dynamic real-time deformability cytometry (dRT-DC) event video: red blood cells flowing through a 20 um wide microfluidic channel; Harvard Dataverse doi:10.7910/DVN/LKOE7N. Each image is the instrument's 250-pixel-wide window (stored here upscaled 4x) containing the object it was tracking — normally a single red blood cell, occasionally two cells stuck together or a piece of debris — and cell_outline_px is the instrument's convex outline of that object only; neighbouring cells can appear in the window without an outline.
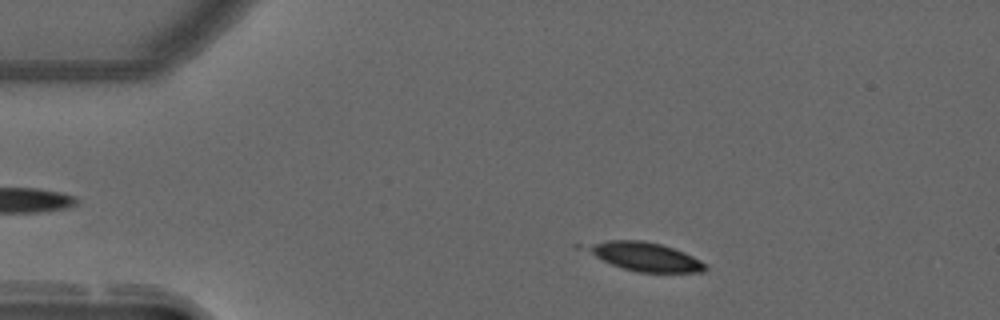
{"species": "common noctule bat (a hibernating species)", "species_latin": "Nyctalus noctula", "temperature_condition": "warm", "stored_images_in_passage": 18, "camera_frame_rate_fps": 3000, "um_per_image_px": 0.085, "animal": {"sex": "male", "forearm_length_mm": 52.5}, "frame": {"image": 1, "passage_image": 6, "time_ms": 1.667, "image_size_px": [1000, 320], "cell_outline_px": [[708, 268], [704, 272], [640, 272], [624, 268], [612, 264], [576, 248], [576, 244], [608, 240], [644, 240], [660, 244], [684, 252], [700, 260]], "centroid_in_image_um": [54.66, 21.78], "position_along_channel_um": 30.3, "area_um2": 20.23}}
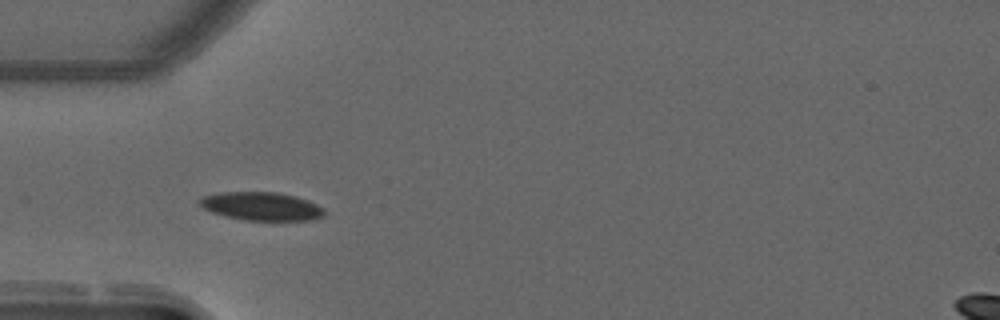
{"frame": {"image": 2, "passage_image": 13, "time_ms": 4.0, "image_size_px": [1000, 320], "cell_outline_px": [[324, 216], [312, 220], [244, 220], [224, 216], [212, 212], [204, 208], [200, 204], [200, 196], [220, 192], [276, 192], [296, 196], [308, 200], [324, 208]], "centroid_in_image_um": [22.22, 17.53], "position_along_channel_um": 62.8, "area_um2": 20.63}}
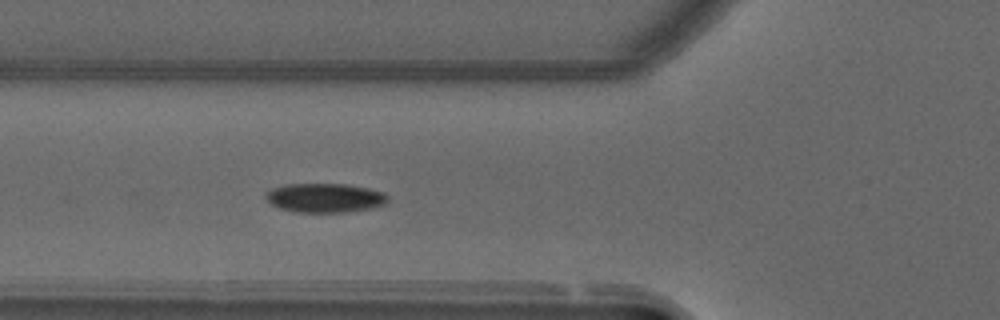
{"frame": {"image": 3, "passage_image": 16, "time_ms": 5.0, "image_size_px": [1000, 320], "cell_outline_px": [[388, 204], [372, 208], [344, 212], [296, 212], [280, 208], [272, 204], [268, 200], [268, 192], [272, 188], [284, 184], [344, 184], [368, 188], [384, 192], [388, 196]], "centroid_in_image_um": [27.68, 16.82], "position_along_channel_um": 98.1, "area_um2": 20.63}}